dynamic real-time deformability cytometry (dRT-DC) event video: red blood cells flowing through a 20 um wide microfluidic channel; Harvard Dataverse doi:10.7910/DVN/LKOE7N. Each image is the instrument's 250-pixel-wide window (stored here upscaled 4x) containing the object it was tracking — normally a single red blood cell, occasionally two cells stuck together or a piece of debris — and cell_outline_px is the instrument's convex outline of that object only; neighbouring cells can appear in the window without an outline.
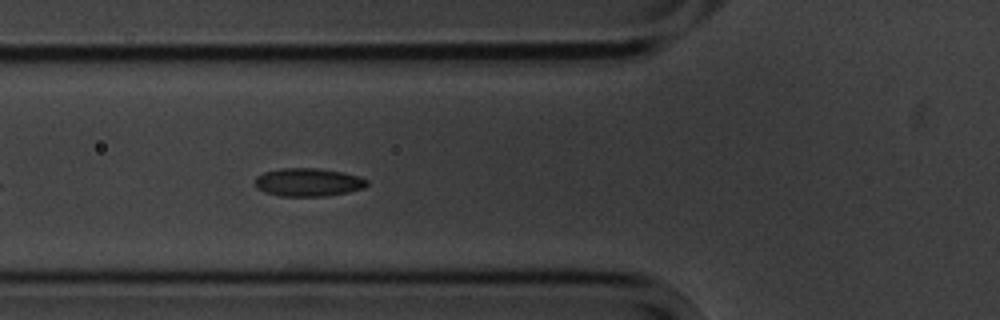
{"species": "common noctule bat (a hibernating species)", "species_latin": "Nyctalus noctula", "temperature_condition": "cold", "stored_images_in_passage": 6, "camera_frame_rate_fps": 3000, "um_per_image_px": 0.085, "animal": {"sex": "male", "body_mass_g": 20.1, "forearm_length_mm": 53.5}, "frame": {"image": 1, "passage_image": 6, "time_ms": 6.667, "image_size_px": [1000, 320], "cell_outline_px": [[368, 184], [364, 188], [348, 192], [324, 196], [280, 196], [256, 188], [256, 176], [264, 172], [280, 168], [316, 168], [344, 172], [360, 176], [368, 180]], "centroid_in_image_um": [26.23, 15.48], "position_along_channel_um": 99.6, "area_um2": 18.38}}